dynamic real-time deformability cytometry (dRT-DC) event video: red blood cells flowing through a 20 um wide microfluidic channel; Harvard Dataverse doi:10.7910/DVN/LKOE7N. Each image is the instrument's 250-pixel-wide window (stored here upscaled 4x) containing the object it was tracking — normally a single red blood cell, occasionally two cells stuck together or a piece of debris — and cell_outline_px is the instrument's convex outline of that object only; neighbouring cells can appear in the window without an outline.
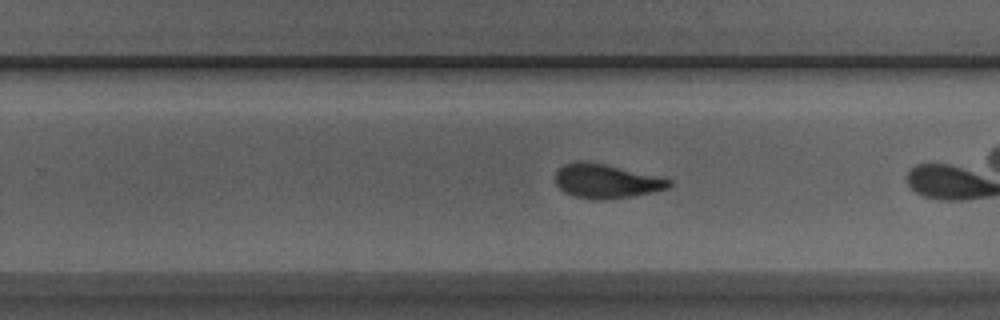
{"species": "Egyptian fruit bat (a non-hibernating species)", "species_latin": "Rousettus aegyptiacus", "temperature_condition": "room temperature", "stored_images_in_passage": 38, "camera_frame_rate_fps": 3000, "um_per_image_px": 0.085, "animal": {"sex": "male"}, "frame": {"image": 1, "passage_image": 17, "time_ms": 5.333, "image_size_px": [1000, 320], "cell_outline_px": [[672, 184], [668, 188], [652, 192], [632, 196], [604, 200], [588, 200], [572, 196], [564, 192], [556, 184], [556, 172], [564, 164], [576, 160], [580, 160], [604, 164], [656, 176], [672, 180]], "centroid_in_image_um": [51.48, 15.41], "position_along_channel_um": 278.3, "area_um2": 22.6}, "authors_computed_cell_mechanics": {"area_um2": 22.4842, "velocity_mm_per_s": 3.9215, "shape_relaxation_time_tau1_ms": 4.8404, "shape_relaxation_time_tau2_ms": 1.1258, "deformation_change_tau1": 0.1641, "deformation_change_tau2": 0.0609}}